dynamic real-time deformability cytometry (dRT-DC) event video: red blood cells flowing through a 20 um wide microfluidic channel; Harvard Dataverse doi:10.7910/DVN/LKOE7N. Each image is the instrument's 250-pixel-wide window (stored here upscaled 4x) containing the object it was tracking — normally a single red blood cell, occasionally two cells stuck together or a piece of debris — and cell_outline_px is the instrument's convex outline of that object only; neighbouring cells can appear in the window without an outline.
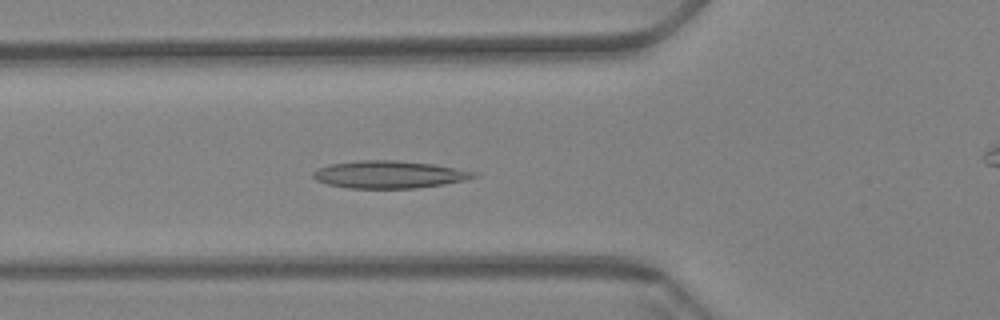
{"species": "Egyptian fruit bat (a non-hibernating species)", "species_latin": "Rousettus aegyptiacus", "temperature_condition": "warm", "stored_images_in_passage": 46, "camera_frame_rate_fps": 3000, "um_per_image_px": 0.085, "animal": {"sex": "female"}, "frame": {"image": 1, "passage_image": 11, "time_ms": 3.333, "image_size_px": [1000, 320], "cell_outline_px": [[480, 176], [464, 180], [444, 184], [416, 188], [348, 188], [328, 184], [316, 180], [312, 176], [312, 172], [320, 168], [332, 164], [360, 160], [396, 160], [432, 164], [480, 172]], "centroid_in_image_um": [33.13, 14.83], "position_along_channel_um": 92.7, "area_um2": 25.66}}
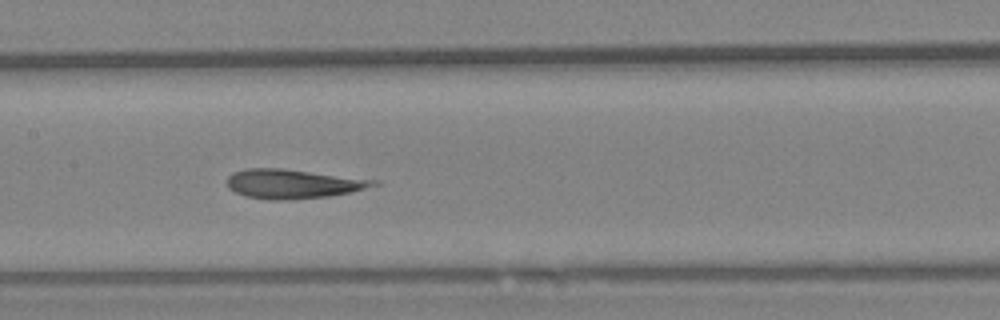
{"frame": {"image": 2, "passage_image": 19, "time_ms": 6.0, "image_size_px": [1000, 320], "cell_outline_px": [[380, 184], [352, 192], [332, 196], [292, 200], [268, 200], [244, 196], [228, 188], [228, 176], [232, 172], [244, 168], [284, 168], [380, 180]], "centroid_in_image_um": [24.93, 15.62], "position_along_channel_um": 182.5, "area_um2": 25.49}}
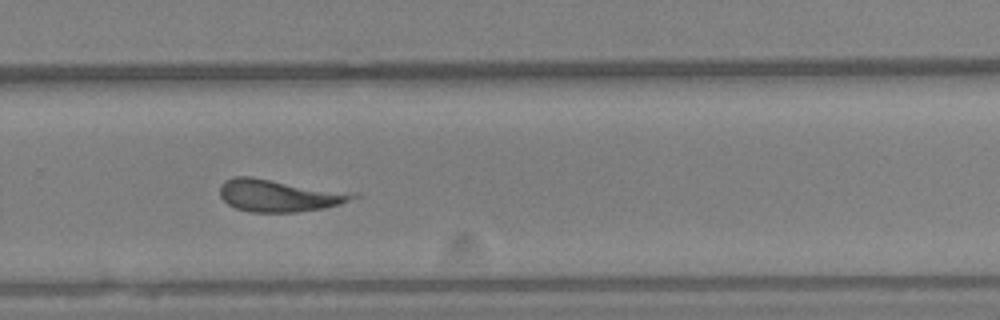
{"frame": {"image": 3, "passage_image": 30, "time_ms": 9.667, "image_size_px": [1000, 320], "cell_outline_px": [[360, 196], [340, 204], [324, 208], [296, 212], [248, 212], [236, 208], [228, 204], [220, 196], [220, 184], [224, 180], [236, 176], [252, 176], [360, 192]], "centroid_in_image_um": [23.79, 16.59], "position_along_channel_um": 306.0, "area_um2": 25.78}}